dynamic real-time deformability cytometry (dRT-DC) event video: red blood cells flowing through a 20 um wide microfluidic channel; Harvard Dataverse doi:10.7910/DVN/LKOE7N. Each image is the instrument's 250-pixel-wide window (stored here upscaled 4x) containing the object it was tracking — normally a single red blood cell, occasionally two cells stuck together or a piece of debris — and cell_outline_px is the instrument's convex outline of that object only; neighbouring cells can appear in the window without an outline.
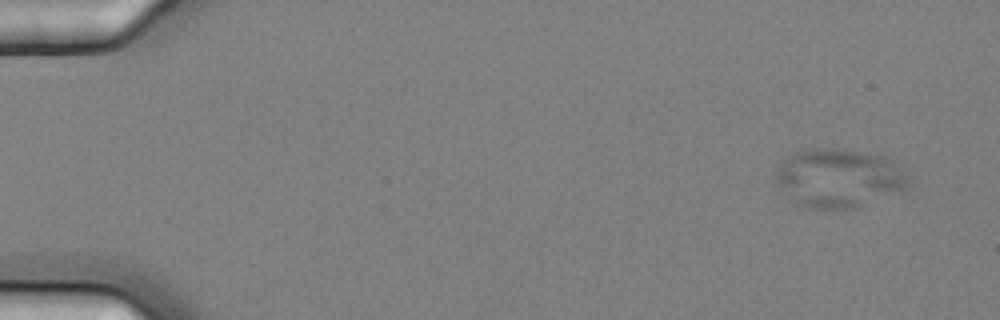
{"species": "common noctule bat (a hibernating species)", "species_latin": "Nyctalus noctula", "temperature_condition": "cold", "stored_images_in_passage": 5, "camera_frame_rate_fps": 3000, "um_per_image_px": 0.085, "animal": {"sex": "female", "body_mass_g": 25.1}, "frame": {"image": 1, "passage_image": 1, "time_ms": 0.0, "image_size_px": [1000, 320], "cell_outline_px": [[912, 188], [856, 208], [804, 208], [788, 200], [776, 180], [776, 172], [784, 160], [788, 156], [796, 152], [816, 148], [844, 148], [888, 156], [908, 176], [912, 184]], "centroid_in_image_um": [71.36, 15.14], "position_along_channel_um": 13.6, "area_um2": 46.12}}